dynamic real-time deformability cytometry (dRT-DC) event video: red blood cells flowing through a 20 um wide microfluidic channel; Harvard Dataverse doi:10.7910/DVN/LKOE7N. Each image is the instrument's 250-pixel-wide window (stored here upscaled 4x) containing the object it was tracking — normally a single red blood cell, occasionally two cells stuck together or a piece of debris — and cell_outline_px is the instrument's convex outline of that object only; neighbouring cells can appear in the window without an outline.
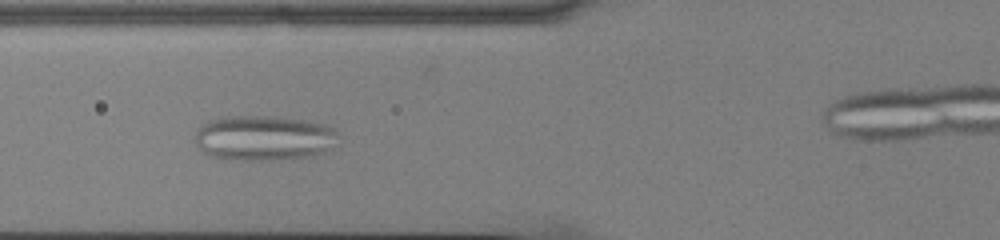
{"species": "common noctule bat (a hibernating species)", "species_latin": "Nyctalus noctula", "temperature_condition": "cold", "stored_images_in_passage": 49, "camera_frame_rate_fps": 3000, "um_per_image_px": 0.085, "animal": {"sex": "male", "body_mass_g": 13.0, "forearm_length_mm": 53.1}, "frame": {"image": 1, "passage_image": 15, "time_ms": 4.667, "image_size_px": [1000, 240], "cell_outline_px": [[340, 148], [312, 156], [272, 160], [240, 160], [212, 156], [204, 152], [196, 144], [196, 128], [208, 120], [220, 116], [272, 116], [304, 120], [324, 124], [332, 128], [336, 132]], "centroid_in_image_um": [22.48, 11.73], "position_along_channel_um": 103.3, "area_um2": 38.26}}